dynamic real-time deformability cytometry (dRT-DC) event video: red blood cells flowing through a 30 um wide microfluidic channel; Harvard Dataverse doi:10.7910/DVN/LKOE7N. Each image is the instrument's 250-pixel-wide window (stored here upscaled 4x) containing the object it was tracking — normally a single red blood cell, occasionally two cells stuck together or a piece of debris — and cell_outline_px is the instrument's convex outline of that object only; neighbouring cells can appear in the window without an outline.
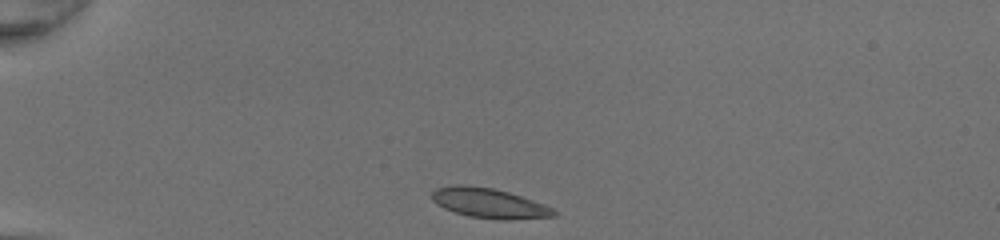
{"species": "common noctule bat (a hibernating species)", "species_latin": "Nyctalus noctula", "temperature_condition": "room temperature", "stored_images_in_passage": 32, "camera_frame_rate_fps": 3000, "um_per_image_px": 0.085, "animal": {"sex": "female", "body_mass_g": 20.0, "forearm_length_mm": 54.0}, "frame": {"image": 1, "passage_image": 1, "time_ms": 0.0, "image_size_px": [1000, 240], "cell_outline_px": [[556, 216], [504, 220], [500, 220], [468, 216], [444, 208], [436, 204], [432, 200], [432, 192], [436, 188], [452, 184], [464, 184], [496, 188], [544, 204], [552, 208], [556, 212]], "centroid_in_image_um": [41.54, 17.25], "position_along_channel_um": 43.5, "area_um2": 21.27}}
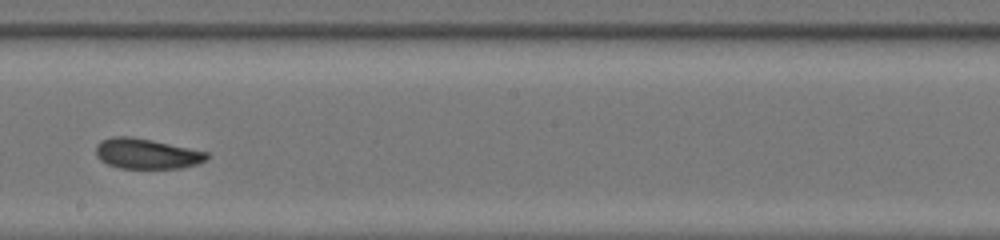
{"frame": {"image": 2, "passage_image": 18, "time_ms": 5.667, "image_size_px": [1000, 240], "cell_outline_px": [[208, 156], [204, 160], [196, 164], [180, 168], [120, 168], [108, 164], [100, 160], [96, 156], [96, 144], [100, 140], [112, 136], [128, 136], [152, 140], [208, 152]], "centroid_in_image_um": [12.41, 13.05], "position_along_channel_um": 235.8, "area_um2": 19.48}}
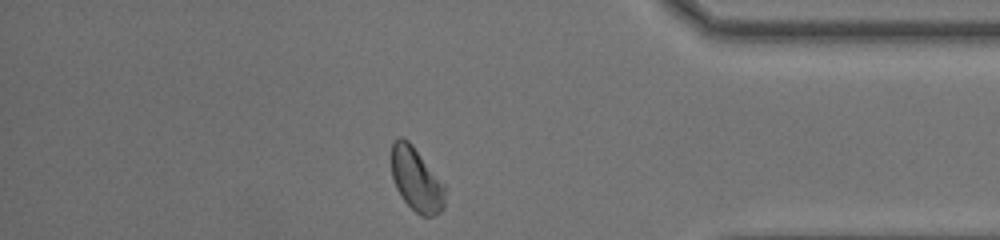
{"frame": {"image": 3, "passage_image": 31, "time_ms": 10.0, "image_size_px": [1000, 240], "cell_outline_px": [[448, 188], [444, 208], [440, 212], [432, 216], [420, 216], [404, 200], [396, 188], [392, 176], [392, 144], [400, 136], [408, 140], [412, 144]], "centroid_in_image_um": [35.44, 15.28], "position_along_channel_um": 399.8, "area_um2": 20.06}, "authors_computed_cell_mechanics": {"area_um2": 19.9121, "velocity_mm_per_s": 4.2643, "shape_relaxation_time_tau1_ms": 6.9726, "shape_relaxation_time_tau2_ms": 1.9916, "deformation_change_tau1": 0.1438, "deformation_change_tau2": 0.0761}}